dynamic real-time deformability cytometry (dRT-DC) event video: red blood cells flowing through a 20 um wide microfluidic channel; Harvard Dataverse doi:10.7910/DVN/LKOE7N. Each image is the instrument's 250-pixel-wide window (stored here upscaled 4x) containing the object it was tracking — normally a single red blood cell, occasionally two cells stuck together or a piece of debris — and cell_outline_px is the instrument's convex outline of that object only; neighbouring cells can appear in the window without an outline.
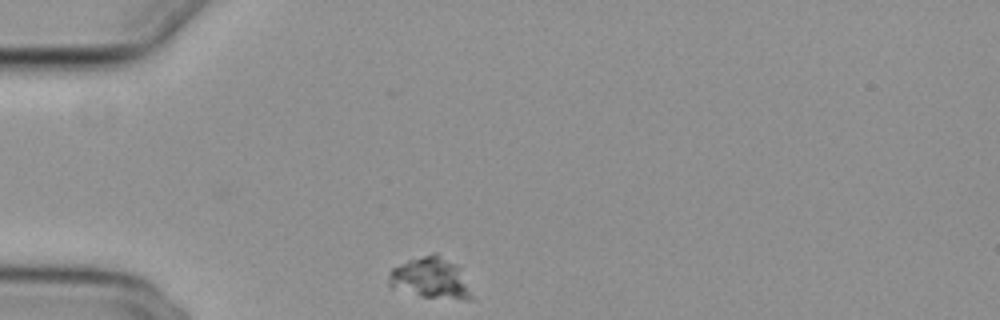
{"species": "common noctule bat (a hibernating species)", "species_latin": "Nyctalus noctula", "temperature_condition": "cold", "stored_images_in_passage": 43, "camera_frame_rate_fps": 3000, "um_per_image_px": 0.085, "animal": {"sex": "female", "body_mass_g": 29.2, "forearm_length_mm": 56.3}, "frame": {"image": 1, "passage_image": 1, "time_ms": 0.0, "image_size_px": [1000, 320], "cell_outline_px": [[476, 300], [464, 300], [420, 296], [388, 288], [388, 272], [392, 268], [408, 260], [432, 252], [436, 252], [456, 264], [460, 268]], "centroid_in_image_um": [36.6, 23.65], "position_along_channel_um": 48.4, "area_um2": 20.46}}
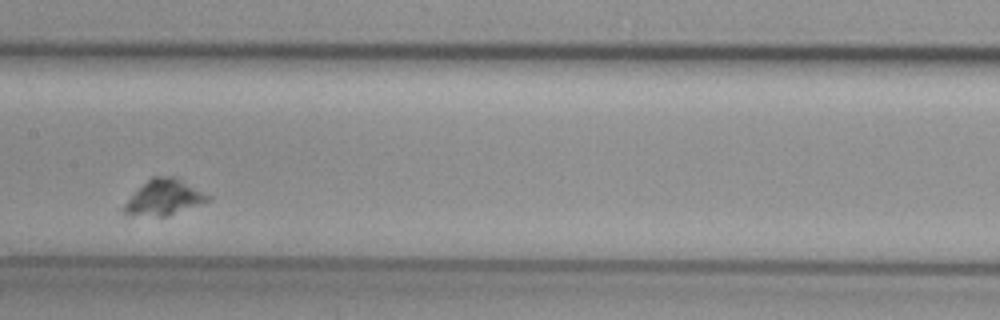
{"frame": {"image": 2, "passage_image": 15, "time_ms": 4.667, "image_size_px": [1000, 320], "cell_outline_px": [[212, 200], [168, 216], [124, 216], [120, 212], [120, 208], [136, 188], [152, 176], [176, 176], [212, 196]], "centroid_in_image_um": [13.88, 16.79], "position_along_channel_um": 193.5, "area_um2": 18.15}}
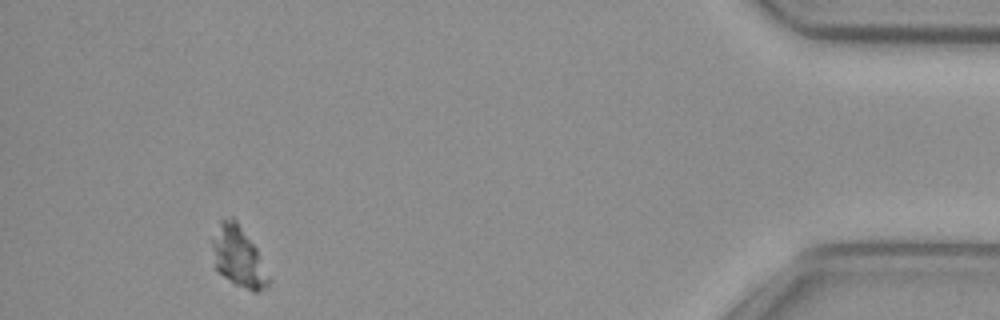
{"frame": {"image": 3, "passage_image": 39, "time_ms": 12.667, "image_size_px": [1000, 320], "cell_outline_px": [[272, 280], [264, 288], [256, 292], [252, 292], [236, 284], [224, 276], [216, 268], [208, 240], [220, 220], [232, 216], [236, 220], [256, 248]], "centroid_in_image_um": [20.22, 21.79], "position_along_channel_um": 415.0, "area_um2": 20.11}}